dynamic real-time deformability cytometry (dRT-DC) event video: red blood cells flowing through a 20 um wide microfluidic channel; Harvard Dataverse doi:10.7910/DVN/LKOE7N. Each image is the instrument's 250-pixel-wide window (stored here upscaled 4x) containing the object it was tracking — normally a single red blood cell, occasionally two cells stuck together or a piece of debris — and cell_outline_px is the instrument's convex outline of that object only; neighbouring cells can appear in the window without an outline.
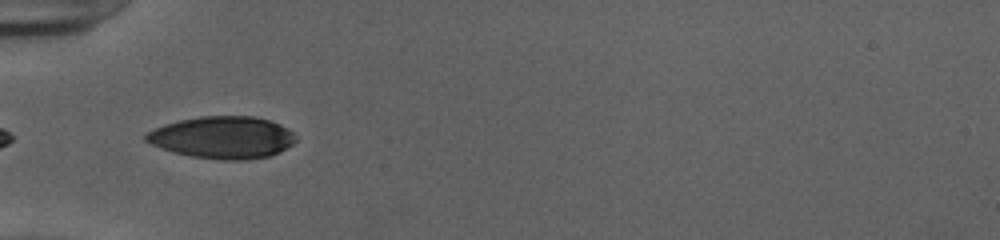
{"species": "human", "species_latin": "Homo sapiens", "temperature_condition": "cold", "stored_images_in_passage": 35, "camera_frame_rate_fps": 3000, "um_per_image_px": 0.085, "donor": {"sex": "female"}, "frame": {"image": 1, "passage_image": 1, "time_ms": 0.0, "image_size_px": [1000, 240], "cell_outline_px": [[296, 140], [292, 144], [280, 152], [268, 156], [248, 160], [220, 160], [192, 156], [176, 152], [152, 144], [144, 140], [144, 136], [148, 132], [164, 124], [180, 120], [200, 116], [256, 116], [280, 124], [288, 128], [292, 132]], "centroid_in_image_um": [18.95, 11.68], "position_along_channel_um": 66.1, "area_um2": 36.59}}
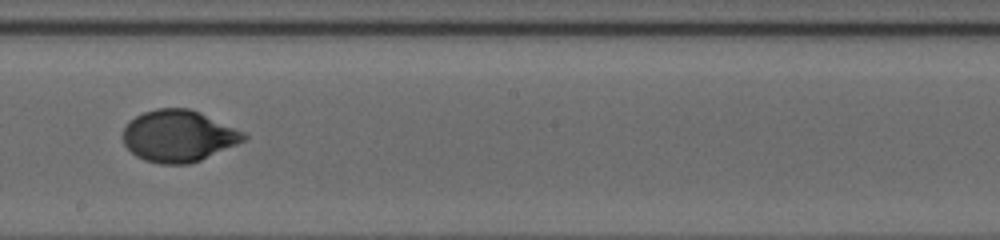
{"frame": {"image": 2, "passage_image": 14, "time_ms": 4.333, "image_size_px": [1000, 240], "cell_outline_px": [[248, 136], [244, 140], [236, 144], [200, 160], [188, 164], [160, 164], [144, 160], [136, 156], [124, 144], [124, 128], [136, 116], [144, 112], [156, 108], [188, 108], [200, 112], [244, 132]], "centroid_in_image_um": [15.16, 11.56], "position_along_channel_um": 233.0, "area_um2": 35.95}}
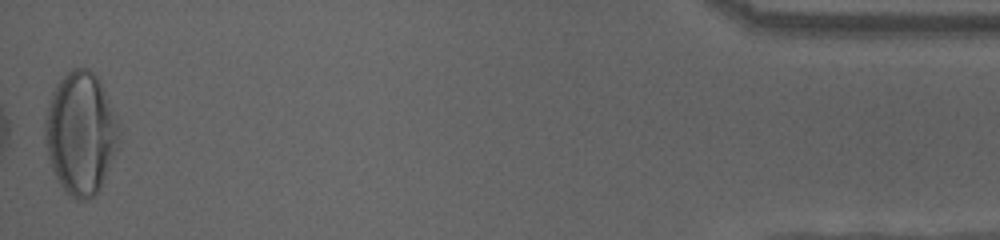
{"frame": {"image": 3, "passage_image": 35, "time_ms": 11.333, "image_size_px": [1000, 240], "cell_outline_px": [[120, 140], [100, 188], [92, 196], [84, 200], [76, 200], [60, 184], [52, 168], [48, 156], [44, 140], [44, 120], [48, 104], [52, 92], [56, 84], [72, 68], [88, 68], [100, 80], [120, 124]], "centroid_in_image_um": [6.86, 11.29], "position_along_channel_um": 428.3, "area_um2": 52.71}, "authors_computed_cell_mechanics": {"area_um2": 36.5874, "velocity_mm_per_s": 3.9233, "shape_relaxation_time_tau1_ms": 3.7057, "shape_relaxation_time_tau2_ms": null, "deformation_change_tau1": 0.1786, "deformation_change_tau2": null}}